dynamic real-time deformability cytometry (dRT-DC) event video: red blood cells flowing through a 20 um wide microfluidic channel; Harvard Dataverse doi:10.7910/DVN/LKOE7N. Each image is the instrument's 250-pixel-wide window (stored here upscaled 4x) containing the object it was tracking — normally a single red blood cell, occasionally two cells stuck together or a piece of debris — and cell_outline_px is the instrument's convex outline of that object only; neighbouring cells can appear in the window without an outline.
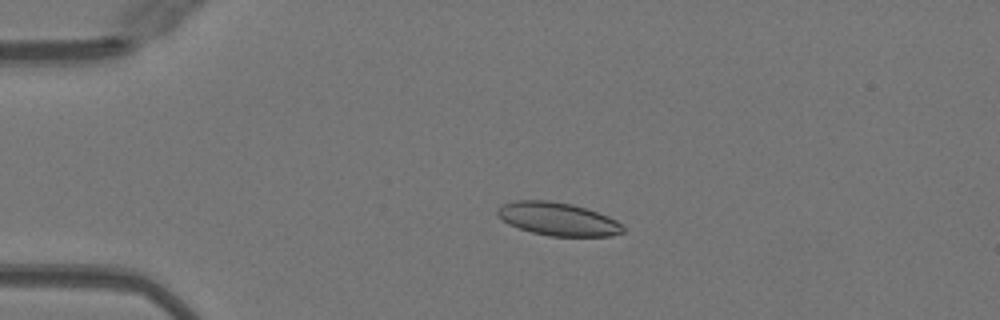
{"species": "Egyptian fruit bat (a non-hibernating species)", "species_latin": "Rousettus aegyptiacus", "temperature_condition": "warm", "stored_images_in_passage": 51, "camera_frame_rate_fps": 3000, "um_per_image_px": 0.085, "animal": {"sex": "female"}, "frame": {"image": 1, "passage_image": 12, "time_ms": 3.667, "image_size_px": [1000, 320], "cell_outline_px": [[624, 232], [612, 236], [548, 236], [532, 232], [508, 224], [496, 216], [496, 208], [504, 204], [516, 200], [548, 200], [572, 204], [608, 216], [616, 220], [624, 228]], "centroid_in_image_um": [47.38, 18.62], "position_along_channel_um": 37.6, "area_um2": 24.22}}
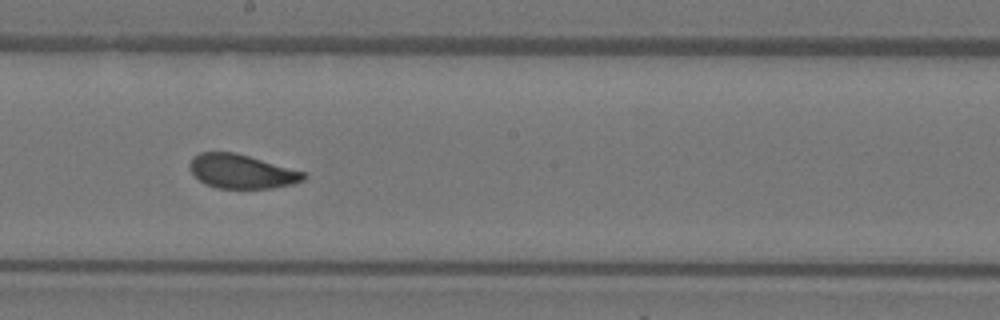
{"frame": {"image": 2, "passage_image": 29, "time_ms": 9.333, "image_size_px": [1000, 320], "cell_outline_px": [[308, 176], [304, 180], [292, 184], [272, 188], [216, 188], [200, 180], [192, 172], [188, 164], [192, 156], [200, 152], [236, 152], [308, 172]], "centroid_in_image_um": [20.59, 14.55], "position_along_channel_um": 227.6, "area_um2": 22.83}}
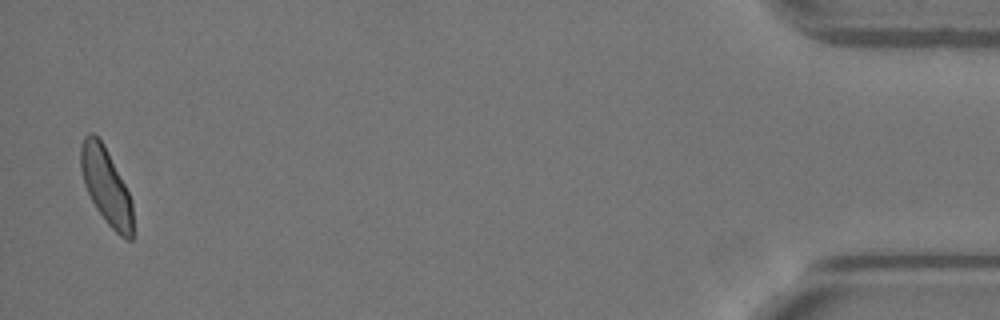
{"frame": {"image": 3, "passage_image": 50, "time_ms": 16.333, "image_size_px": [1000, 320], "cell_outline_px": [[132, 240], [124, 240], [108, 224], [96, 208], [84, 184], [80, 168], [80, 144], [84, 136], [88, 132], [92, 132], [104, 144], [132, 200]], "centroid_in_image_um": [9.0, 15.8], "position_along_channel_um": 426.2, "area_um2": 23.0}}